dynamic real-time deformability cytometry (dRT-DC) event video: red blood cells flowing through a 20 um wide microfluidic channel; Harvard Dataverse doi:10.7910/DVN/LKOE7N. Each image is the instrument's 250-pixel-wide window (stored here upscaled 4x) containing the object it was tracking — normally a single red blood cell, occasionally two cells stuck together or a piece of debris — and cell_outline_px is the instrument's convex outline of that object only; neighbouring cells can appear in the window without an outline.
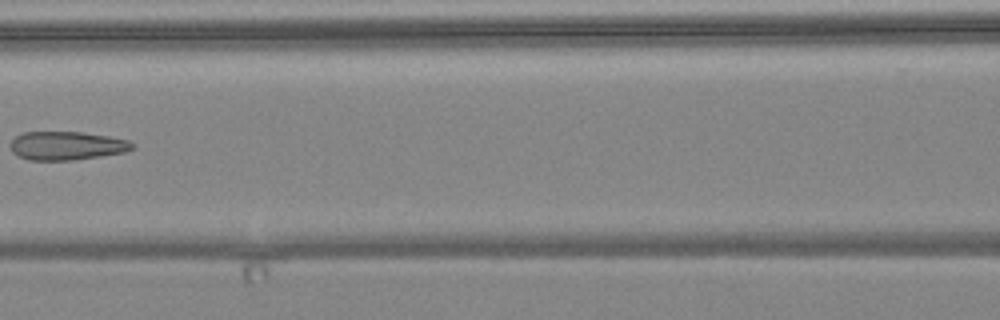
{"species": "common noctule bat (a hibernating species)", "species_latin": "Nyctalus noctula", "temperature_condition": "warm", "stored_images_in_passage": 3, "camera_frame_rate_fps": 3000, "um_per_image_px": 0.085, "animal": {"sex": "female", "body_mass_g": 24.6, "forearm_length_mm": 56.2}, "frame": {"image": 1, "passage_image": 3, "time_ms": 2.333, "image_size_px": [1000, 320], "cell_outline_px": [[132, 148], [124, 152], [100, 156], [72, 160], [28, 160], [12, 152], [12, 140], [16, 136], [24, 132], [84, 132], [108, 136], [128, 140], [132, 144]], "centroid_in_image_um": [5.66, 12.38], "position_along_channel_um": 160.9, "area_um2": 20.0}}